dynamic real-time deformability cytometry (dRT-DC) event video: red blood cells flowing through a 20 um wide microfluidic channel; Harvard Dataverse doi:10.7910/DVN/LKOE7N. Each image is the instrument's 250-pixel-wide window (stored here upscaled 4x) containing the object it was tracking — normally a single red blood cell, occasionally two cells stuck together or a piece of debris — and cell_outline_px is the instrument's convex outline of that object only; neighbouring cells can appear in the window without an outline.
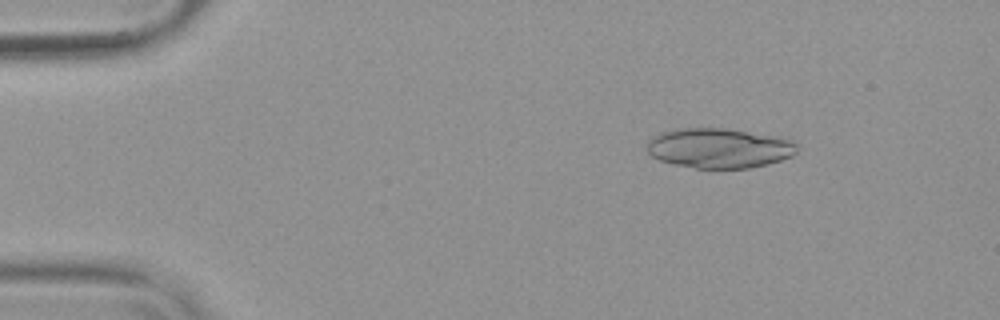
{"species": "common noctule bat (a hibernating species)", "species_latin": "Nyctalus noctula", "temperature_condition": "warm", "stored_images_in_passage": 53, "camera_frame_rate_fps": 3000, "um_per_image_px": 0.085, "animal": {"sex": "female", "body_mass_g": 19.9}, "frame": {"image": 1, "passage_image": 8, "time_ms": 2.333, "image_size_px": [1000, 320], "cell_outline_px": [[796, 152], [792, 156], [768, 164], [748, 168], [696, 168], [676, 164], [660, 160], [652, 156], [644, 148], [648, 140], [652, 136], [660, 132], [672, 128], [724, 128], [784, 136], [792, 140], [796, 144]], "centroid_in_image_um": [61.11, 12.57], "position_along_channel_um": 23.9, "area_um2": 35.37}}